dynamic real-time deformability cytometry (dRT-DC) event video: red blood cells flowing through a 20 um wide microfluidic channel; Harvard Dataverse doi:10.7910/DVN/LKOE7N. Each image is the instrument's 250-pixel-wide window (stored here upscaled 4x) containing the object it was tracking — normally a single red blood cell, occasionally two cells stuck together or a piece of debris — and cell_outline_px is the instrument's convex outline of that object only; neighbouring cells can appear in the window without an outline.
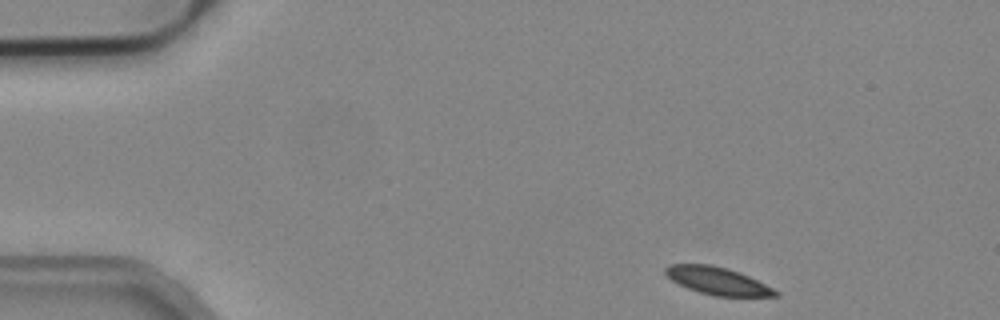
{"species": "common noctule bat (a hibernating species)", "species_latin": "Nyctalus noctula", "temperature_condition": "cold", "stored_images_in_passage": 47, "camera_frame_rate_fps": 3000, "um_per_image_px": 0.085, "animal": {"sex": "male", "body_mass_g": 19.2, "forearm_length_mm": 51.8}, "frame": {"image": 1, "passage_image": 1, "time_ms": 0.0, "image_size_px": [1000, 320], "cell_outline_px": [[780, 296], [716, 296], [700, 292], [688, 288], [672, 280], [664, 272], [664, 268], [668, 264], [712, 264], [728, 268], [740, 272], [780, 292]], "centroid_in_image_um": [60.98, 23.86], "position_along_channel_um": 24.0, "area_um2": 17.51}}
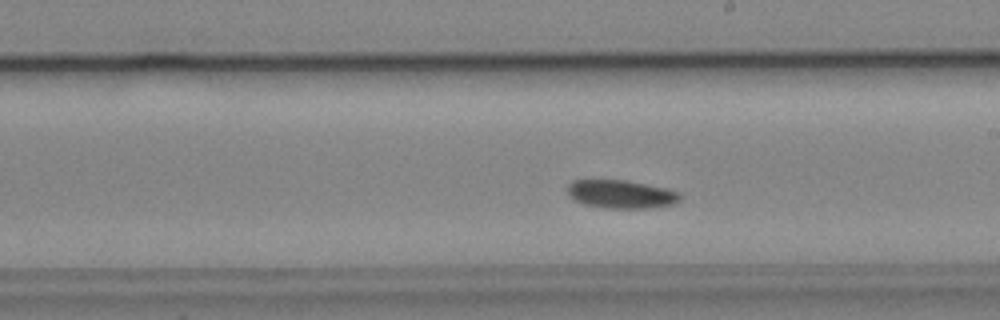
{"frame": {"image": 2, "passage_image": 24, "time_ms": 7.667, "image_size_px": [1000, 320], "cell_outline_px": [[680, 200], [672, 204], [648, 208], [600, 208], [584, 204], [568, 196], [568, 184], [572, 180], [624, 180], [668, 188], [680, 192]], "centroid_in_image_um": [52.78, 16.5], "position_along_channel_um": 236.2, "area_um2": 18.61}}
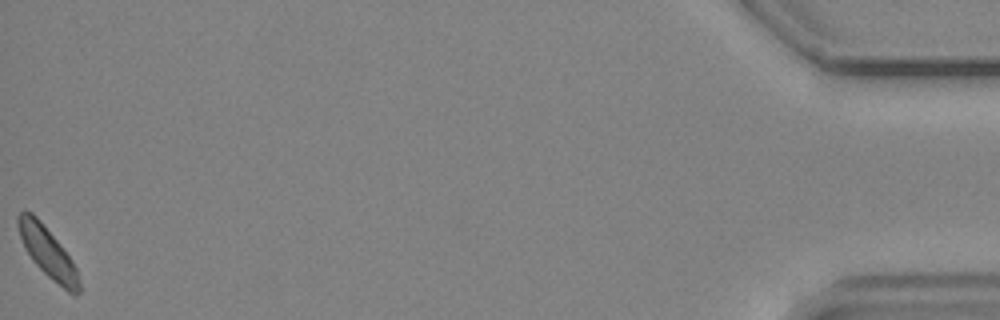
{"frame": {"image": 3, "passage_image": 47, "time_ms": 15.333, "image_size_px": [1000, 320], "cell_outline_px": [[80, 292], [68, 292], [52, 280], [32, 260], [24, 248], [20, 236], [16, 220], [16, 216], [24, 208], [32, 212], [40, 220], [60, 244], [76, 268], [80, 284]], "centroid_in_image_um": [4.0, 21.39], "position_along_channel_um": 431.2, "area_um2": 17.69}}